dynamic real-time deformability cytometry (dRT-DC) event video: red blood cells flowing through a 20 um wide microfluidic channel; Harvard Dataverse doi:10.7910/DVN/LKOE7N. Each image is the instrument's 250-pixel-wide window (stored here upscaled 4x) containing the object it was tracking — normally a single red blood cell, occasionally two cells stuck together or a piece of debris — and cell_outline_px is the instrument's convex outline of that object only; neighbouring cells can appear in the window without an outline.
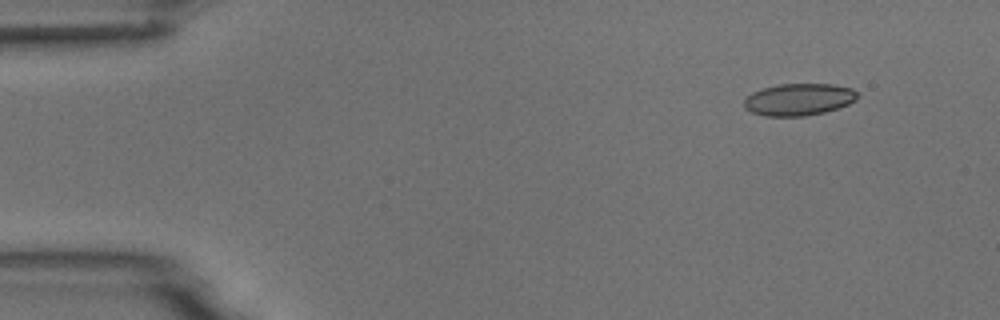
{"species": "common noctule bat (a hibernating species)", "species_latin": "Nyctalus noctula", "temperature_condition": "room temperature", "stored_images_in_passage": 4, "camera_frame_rate_fps": 3000, "um_per_image_px": 0.085, "animal": {"sex": "male", "body_mass_g": 18.8}, "frame": {"image": 1, "passage_image": 1, "time_ms": 0.0, "image_size_px": [1000, 320], "cell_outline_px": [[856, 100], [848, 104], [824, 112], [804, 116], [764, 116], [752, 112], [744, 108], [744, 100], [752, 92], [764, 88], [780, 84], [832, 84], [852, 88], [856, 92]], "centroid_in_image_um": [67.87, 8.45], "position_along_channel_um": 17.1, "area_um2": 20.98}}